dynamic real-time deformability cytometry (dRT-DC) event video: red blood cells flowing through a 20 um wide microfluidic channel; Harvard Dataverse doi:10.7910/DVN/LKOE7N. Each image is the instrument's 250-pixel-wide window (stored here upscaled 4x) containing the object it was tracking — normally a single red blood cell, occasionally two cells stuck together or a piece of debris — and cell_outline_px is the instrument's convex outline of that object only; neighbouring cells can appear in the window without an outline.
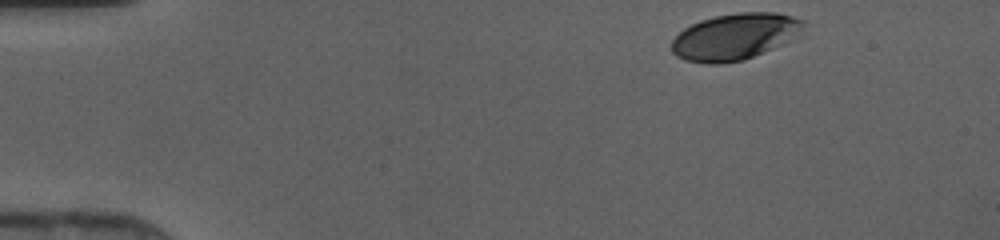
{"species": "human", "species_latin": "Homo sapiens", "temperature_condition": "cold", "stored_images_in_passage": 34, "camera_frame_rate_fps": 3000, "um_per_image_px": 0.085, "donor": {"sex": "female"}, "frame": {"image": 1, "passage_image": 1, "time_ms": 0.0, "image_size_px": [1000, 240], "cell_outline_px": [[808, 24], [804, 32], [764, 52], [744, 60], [720, 64], [708, 64], [684, 60], [676, 56], [672, 52], [672, 40], [684, 28], [700, 20], [716, 16], [736, 12], [776, 12], [792, 16], [804, 20]], "centroid_in_image_um": [62.49, 3.11], "position_along_channel_um": 22.5, "area_um2": 35.89}}
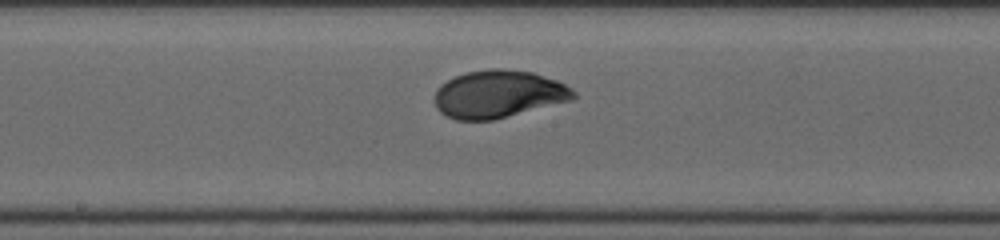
{"frame": {"image": 2, "passage_image": 20, "time_ms": 6.333, "image_size_px": [1000, 240], "cell_outline_px": [[576, 96], [572, 100], [492, 120], [456, 120], [440, 112], [436, 108], [436, 88], [440, 84], [456, 76], [468, 72], [488, 68], [504, 68], [532, 72], [556, 80], [572, 88], [576, 92]], "centroid_in_image_um": [42.37, 7.99], "position_along_channel_um": 205.8, "area_um2": 38.44}}
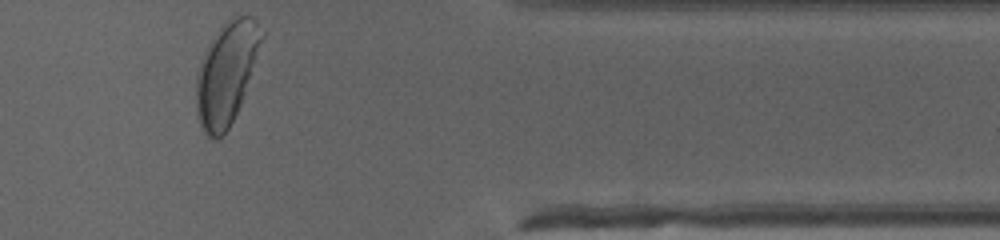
{"frame": {"image": 3, "passage_image": 34, "time_ms": 11.0, "image_size_px": [1000, 240], "cell_outline_px": [[264, 36], [240, 104], [228, 128], [216, 140], [208, 136], [200, 128], [196, 116], [196, 72], [200, 60], [204, 52], [220, 28], [232, 16], [252, 16], [256, 20], [264, 32]], "centroid_in_image_um": [19.22, 6.23], "position_along_channel_um": 392.2, "area_um2": 38.55}}